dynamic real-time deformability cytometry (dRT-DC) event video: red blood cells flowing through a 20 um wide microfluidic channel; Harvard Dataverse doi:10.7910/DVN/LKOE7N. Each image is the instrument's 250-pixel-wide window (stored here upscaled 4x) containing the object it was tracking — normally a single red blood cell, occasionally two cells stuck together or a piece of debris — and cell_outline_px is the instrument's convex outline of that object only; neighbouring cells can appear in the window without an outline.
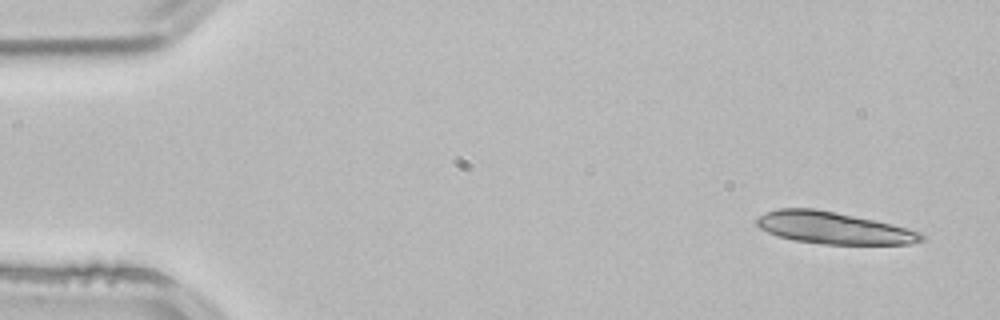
{"species": "common noctule bat (a hibernating species)", "species_latin": "Nyctalus noctula", "temperature_condition": "room temperature", "stored_images_in_passage": 3, "camera_frame_rate_fps": 3000, "um_per_image_px": 0.085, "animal": {"sex": "male", "body_mass_g": 21.5, "forearm_length_mm": 52.0}, "frame": {"image": 1, "passage_image": 1, "time_ms": 0.0, "image_size_px": [1000, 320], "cell_outline_px": [[924, 240], [908, 244], [824, 244], [796, 240], [776, 236], [760, 228], [756, 224], [756, 220], [760, 216], [768, 212], [780, 208], [816, 208], [892, 224], [908, 228], [920, 232], [924, 236]], "centroid_in_image_um": [70.85, 19.37], "position_along_channel_um": 14.1, "area_um2": 30.35}}